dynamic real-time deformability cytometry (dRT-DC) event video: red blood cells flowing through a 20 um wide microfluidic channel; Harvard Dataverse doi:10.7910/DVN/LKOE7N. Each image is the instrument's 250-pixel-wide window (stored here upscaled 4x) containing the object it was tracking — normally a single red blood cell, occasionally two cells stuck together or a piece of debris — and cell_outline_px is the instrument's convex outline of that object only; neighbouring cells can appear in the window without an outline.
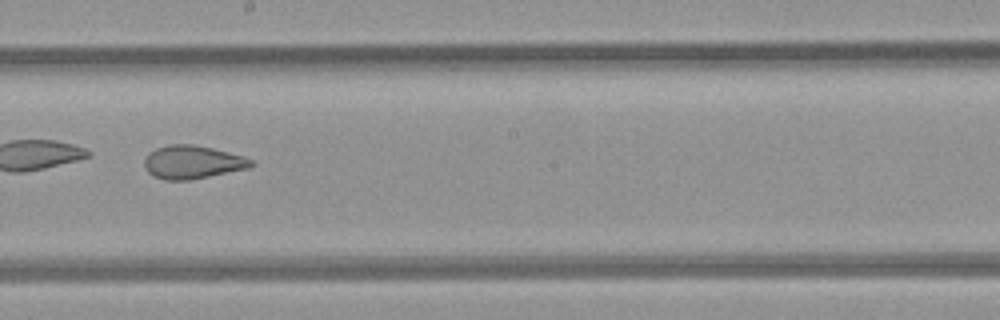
{"species": "common noctule bat (a hibernating species)", "species_latin": "Nyctalus noctula", "temperature_condition": "room temperature", "stored_images_in_passage": 38, "camera_frame_rate_fps": 3000, "um_per_image_px": 0.085, "animal": {"sex": "female", "body_mass_g": 21.9}, "frame": {"image": 1, "passage_image": 17, "time_ms": 5.333, "image_size_px": [1000, 320], "cell_outline_px": [[256, 164], [248, 168], [192, 180], [164, 180], [152, 176], [144, 168], [144, 160], [148, 152], [156, 148], [172, 144], [192, 144], [212, 148], [244, 156], [252, 160]], "centroid_in_image_um": [16.34, 13.79], "position_along_channel_um": 231.9, "area_um2": 20.87}}
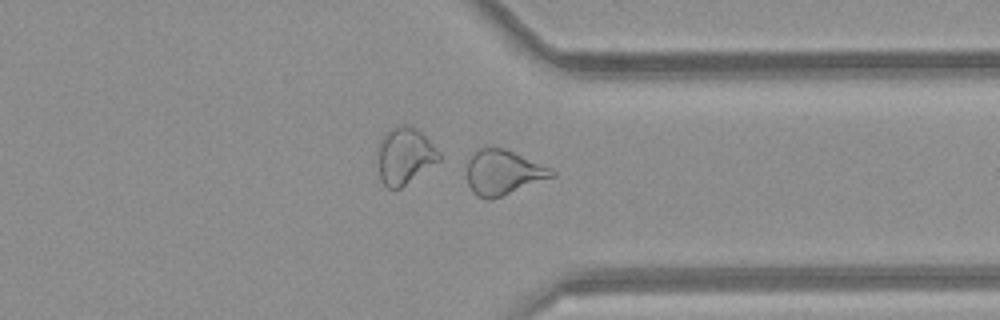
{"frame": {"image": 2, "passage_image": 27, "time_ms": 8.667, "image_size_px": [1000, 320], "cell_outline_px": [[556, 176], [492, 200], [488, 200], [476, 196], [472, 192], [468, 184], [468, 156], [476, 148], [484, 144], [504, 148], [548, 168], [556, 172]], "centroid_in_image_um": [42.7, 14.64], "position_along_channel_um": 368.7, "area_um2": 22.54}, "authors_computed_cell_mechanics": {"area_um2": 22.8021, "velocity_mm_per_s": 4.151, "shape_relaxation_time_tau1_ms": null, "shape_relaxation_time_tau2_ms": 1.7681, "deformation_change_tau1": null, "deformation_change_tau2": 0.0851}}